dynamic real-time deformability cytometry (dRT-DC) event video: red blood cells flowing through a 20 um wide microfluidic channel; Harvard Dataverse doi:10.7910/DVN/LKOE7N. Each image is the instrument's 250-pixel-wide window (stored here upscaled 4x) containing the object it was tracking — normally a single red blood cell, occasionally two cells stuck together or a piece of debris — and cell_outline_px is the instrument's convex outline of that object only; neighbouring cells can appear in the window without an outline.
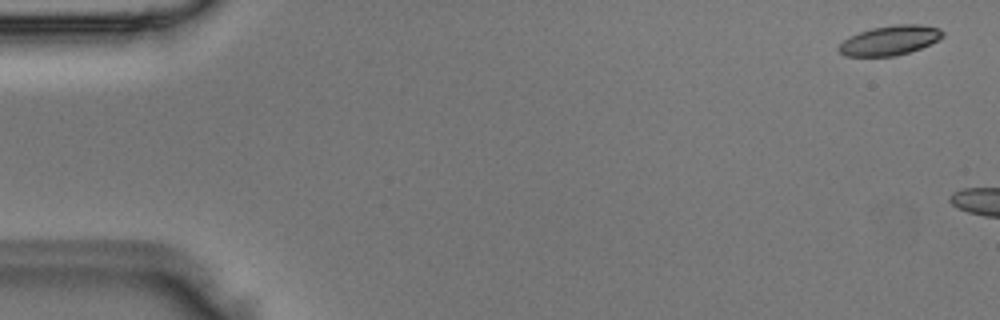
{"species": "Egyptian fruit bat (a non-hibernating species)", "species_latin": "Rousettus aegyptiacus", "temperature_condition": "room temperature", "stored_images_in_passage": 5, "camera_frame_rate_fps": 3000, "um_per_image_px": 0.085, "animal": {"sex": "male"}, "frame": {"image": 1, "passage_image": 1, "time_ms": 0.0, "image_size_px": [1000, 320], "cell_outline_px": [[944, 36], [920, 48], [896, 56], [844, 56], [836, 48], [844, 40], [860, 32], [872, 28], [896, 24], [920, 24], [940, 28], [944, 32]], "centroid_in_image_um": [75.64, 3.43], "position_along_channel_um": 9.4, "area_um2": 17.74}}